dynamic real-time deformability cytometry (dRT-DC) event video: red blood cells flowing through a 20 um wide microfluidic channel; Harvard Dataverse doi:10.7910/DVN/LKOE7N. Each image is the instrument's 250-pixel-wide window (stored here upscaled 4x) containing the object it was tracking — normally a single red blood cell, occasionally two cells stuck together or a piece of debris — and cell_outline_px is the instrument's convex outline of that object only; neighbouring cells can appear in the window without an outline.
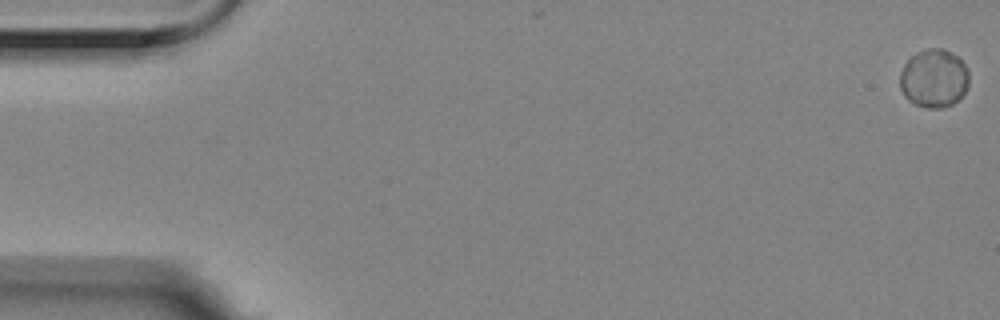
{"species": "Egyptian fruit bat (a non-hibernating species)", "species_latin": "Rousettus aegyptiacus", "temperature_condition": "room temperature", "stored_images_in_passage": 8, "camera_frame_rate_fps": 3000, "um_per_image_px": 0.085, "animal": {"sex": "female"}, "frame": {"image": 1, "passage_image": 1, "time_ms": 0.0, "image_size_px": [1000, 320], "cell_outline_px": [[968, 84], [960, 100], [952, 104], [940, 108], [928, 108], [916, 104], [908, 100], [904, 96], [900, 88], [900, 72], [904, 64], [916, 52], [928, 48], [940, 48], [952, 52], [964, 64], [968, 72]], "centroid_in_image_um": [79.37, 6.66], "position_along_channel_um": 5.6, "area_um2": 23.52}}
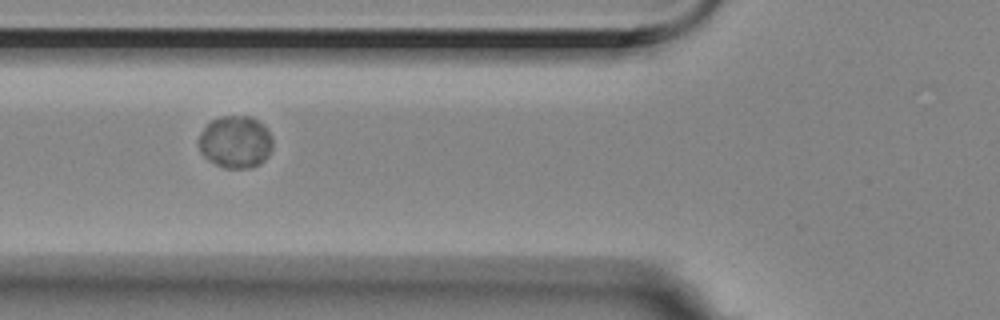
{"frame": {"image": 2, "passage_image": 7, "time_ms": 2.0, "image_size_px": [1000, 320], "cell_outline_px": [[272, 148], [268, 156], [260, 164], [248, 168], [224, 168], [208, 160], [200, 152], [200, 132], [212, 120], [220, 116], [248, 116], [264, 124], [272, 136]], "centroid_in_image_um": [20.03, 12.07], "position_along_channel_um": 105.8, "area_um2": 22.54}}
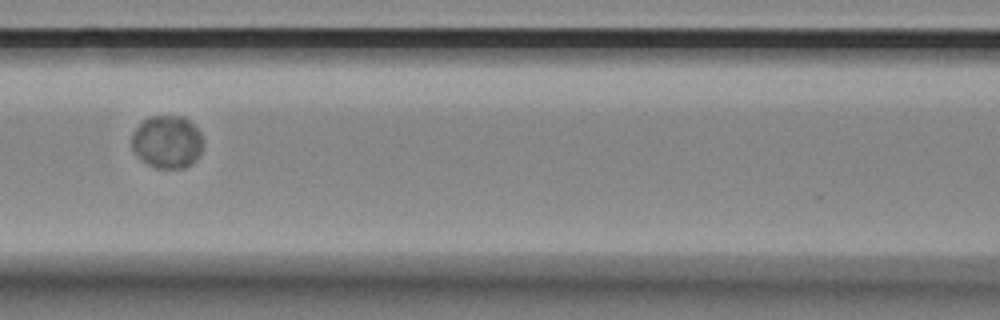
{"frame": {"image": 3, "passage_image": 8, "time_ms": 2.333, "image_size_px": [1000, 320], "cell_outline_px": [[204, 144], [196, 160], [184, 168], [156, 168], [148, 164], [132, 148], [132, 132], [148, 116], [184, 116], [200, 132]], "centroid_in_image_um": [14.23, 12.05], "position_along_channel_um": 152.4, "area_um2": 21.79}}